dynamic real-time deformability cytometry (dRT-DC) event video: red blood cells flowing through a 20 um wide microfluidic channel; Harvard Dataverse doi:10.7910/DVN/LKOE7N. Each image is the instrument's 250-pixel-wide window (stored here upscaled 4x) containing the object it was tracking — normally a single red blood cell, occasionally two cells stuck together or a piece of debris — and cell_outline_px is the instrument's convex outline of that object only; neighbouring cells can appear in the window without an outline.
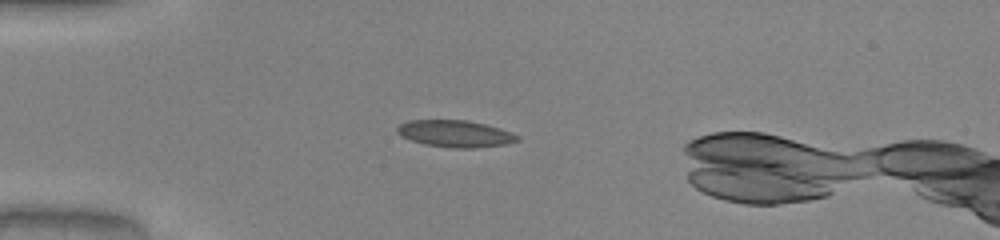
{"species": "common noctule bat (a hibernating species)", "species_latin": "Nyctalus noctula", "temperature_condition": "warm", "stored_images_in_passage": 34, "camera_frame_rate_fps": 3000, "um_per_image_px": 0.085, "animal": {"sex": "male", "body_mass_g": 20.0, "forearm_length_mm": 53.3}, "frame": {"image": 1, "passage_image": 1, "time_ms": 0.0, "image_size_px": [1000, 240], "cell_outline_px": [[520, 140], [504, 144], [476, 148], [452, 148], [424, 144], [400, 136], [396, 132], [396, 128], [400, 124], [408, 120], [468, 120], [500, 128], [520, 136]], "centroid_in_image_um": [38.68, 11.36], "position_along_channel_um": 46.3, "area_um2": 18.84}}
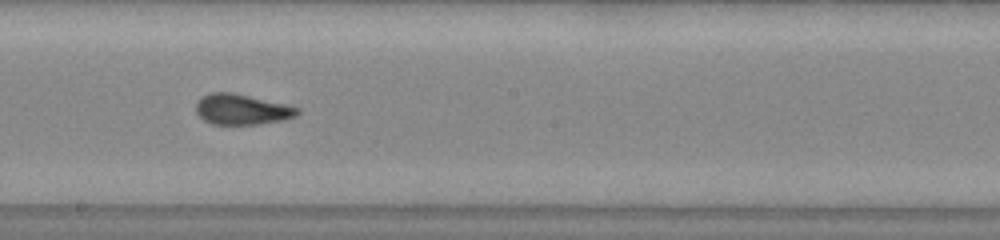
{"frame": {"image": 2, "passage_image": 16, "time_ms": 5.0, "image_size_px": [1000, 240], "cell_outline_px": [[300, 112], [296, 116], [284, 120], [256, 124], [212, 124], [204, 120], [196, 112], [196, 104], [200, 96], [212, 92], [232, 92], [284, 104], [300, 108]], "centroid_in_image_um": [20.54, 9.29], "position_along_channel_um": 227.7, "area_um2": 17.98}}
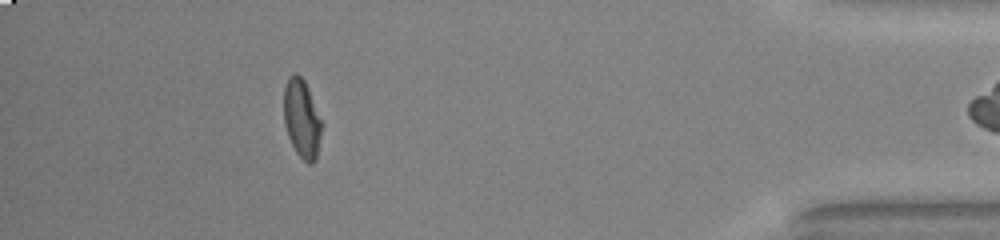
{"frame": {"image": 3, "passage_image": 33, "time_ms": 10.667, "image_size_px": [1000, 240], "cell_outline_px": [[324, 124], [316, 160], [312, 164], [308, 164], [296, 152], [288, 136], [284, 120], [284, 88], [288, 76], [296, 72], [304, 80], [308, 88]], "centroid_in_image_um": [25.68, 10.09], "position_along_channel_um": 409.5, "area_um2": 17.63}}